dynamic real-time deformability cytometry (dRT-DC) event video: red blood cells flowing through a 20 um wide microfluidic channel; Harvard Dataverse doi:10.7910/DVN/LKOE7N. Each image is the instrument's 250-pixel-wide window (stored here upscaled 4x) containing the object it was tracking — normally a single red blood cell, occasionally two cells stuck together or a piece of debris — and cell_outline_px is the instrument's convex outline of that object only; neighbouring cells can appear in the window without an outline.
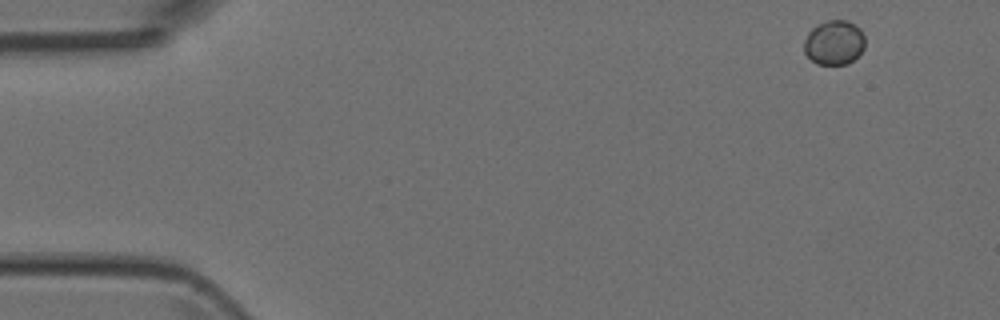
{"species": "Egyptian fruit bat (a non-hibernating species)", "species_latin": "Rousettus aegyptiacus", "temperature_condition": "room temperature", "stored_images_in_passage": 5, "camera_frame_rate_fps": 3000, "um_per_image_px": 0.085, "animal": {"sex": "female"}, "frame": {"image": 1, "passage_image": 1, "time_ms": 0.0, "image_size_px": [1000, 320], "cell_outline_px": [[864, 48], [848, 64], [816, 64], [804, 52], [804, 40], [808, 32], [816, 24], [828, 20], [848, 20], [856, 24], [860, 28], [864, 36]], "centroid_in_image_um": [70.89, 3.59], "position_along_channel_um": 14.1, "area_um2": 15.9}}
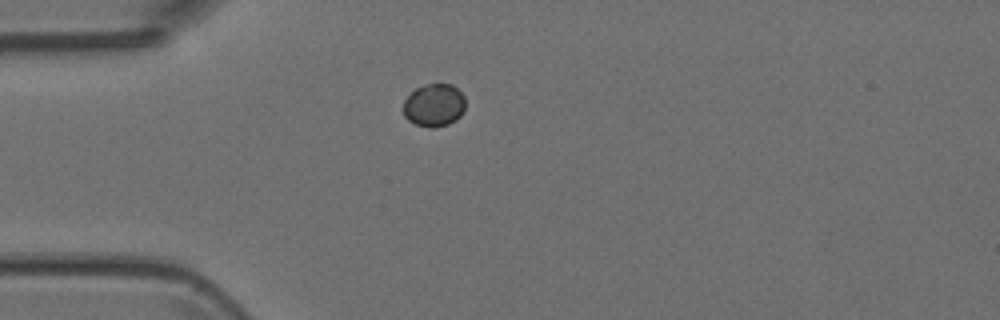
{"frame": {"image": 2, "passage_image": 4, "time_ms": 3.333, "image_size_px": [1000, 320], "cell_outline_px": [[464, 108], [460, 116], [456, 120], [448, 124], [432, 128], [416, 124], [408, 120], [404, 116], [404, 100], [416, 88], [424, 84], [452, 84], [464, 96]], "centroid_in_image_um": [36.89, 8.94], "position_along_channel_um": 48.1, "area_um2": 15.37}}